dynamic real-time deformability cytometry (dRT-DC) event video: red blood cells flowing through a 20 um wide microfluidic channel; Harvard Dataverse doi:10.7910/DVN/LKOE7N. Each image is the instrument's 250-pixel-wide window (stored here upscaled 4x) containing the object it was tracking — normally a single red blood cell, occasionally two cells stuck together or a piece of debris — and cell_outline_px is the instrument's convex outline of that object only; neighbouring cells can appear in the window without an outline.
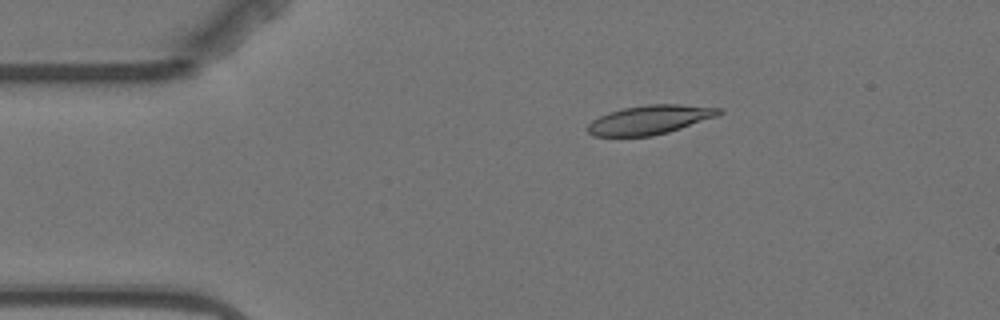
{"species": "Egyptian fruit bat (a non-hibernating species)", "species_latin": "Rousettus aegyptiacus", "temperature_condition": "warm", "stored_images_in_passage": 3, "camera_frame_rate_fps": 3000, "um_per_image_px": 0.085, "animal": {"sex": "female"}, "frame": {"image": 1, "passage_image": 2, "time_ms": 1.333, "image_size_px": [1000, 320], "cell_outline_px": [[724, 112], [716, 116], [668, 132], [652, 136], [592, 136], [588, 132], [588, 124], [592, 120], [608, 112], [624, 108], [648, 104], [680, 104], [724, 108]], "centroid_in_image_um": [55.24, 10.17], "position_along_channel_um": 29.8, "area_um2": 22.14}}